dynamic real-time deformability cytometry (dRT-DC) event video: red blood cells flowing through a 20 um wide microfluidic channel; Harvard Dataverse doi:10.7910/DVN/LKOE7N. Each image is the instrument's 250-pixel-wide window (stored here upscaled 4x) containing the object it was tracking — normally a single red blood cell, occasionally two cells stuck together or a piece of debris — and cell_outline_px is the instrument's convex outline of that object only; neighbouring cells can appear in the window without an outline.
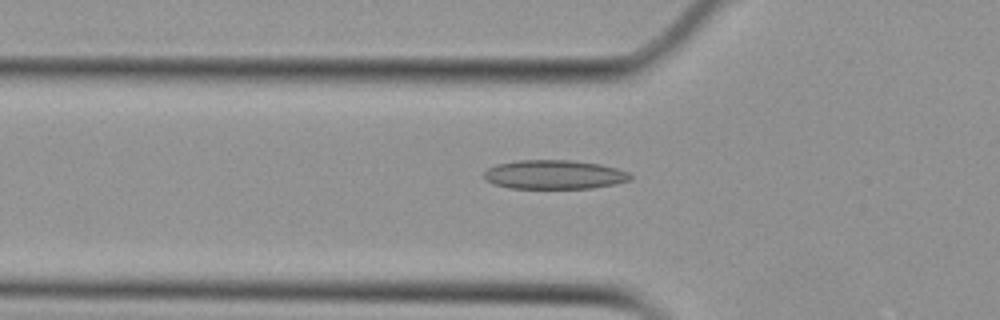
{"species": "Egyptian fruit bat (a non-hibernating species)", "species_latin": "Rousettus aegyptiacus", "temperature_condition": "cold", "stored_images_in_passage": 14, "camera_frame_rate_fps": 3000, "um_per_image_px": 0.085, "animal": {"sex": "female"}, "frame": {"image": 1, "passage_image": 8, "time_ms": 2.333, "image_size_px": [1000, 320], "cell_outline_px": [[632, 176], [628, 180], [612, 184], [592, 188], [508, 188], [492, 184], [484, 180], [484, 172], [488, 168], [496, 164], [520, 160], [568, 160], [600, 164], [616, 168], [628, 172]], "centroid_in_image_um": [47.04, 14.84], "position_along_channel_um": 78.8, "area_um2": 24.68}}
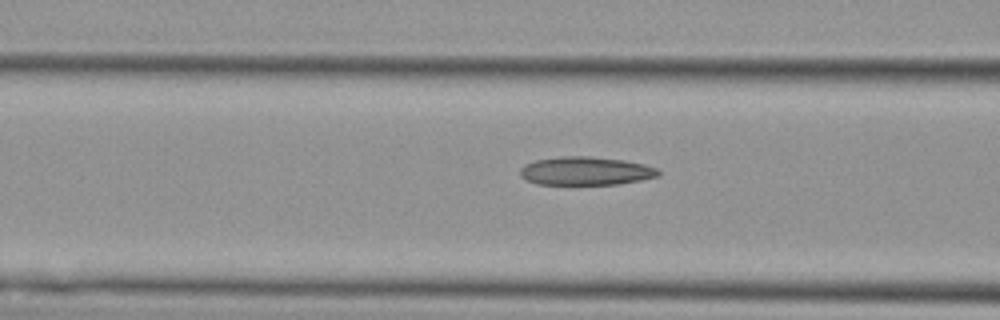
{"frame": {"image": 2, "passage_image": 11, "time_ms": 3.333, "image_size_px": [1000, 320], "cell_outline_px": [[660, 176], [640, 180], [616, 184], [536, 184], [520, 176], [520, 168], [524, 164], [536, 160], [560, 156], [588, 156], [624, 160], [644, 164], [656, 168], [660, 172]], "centroid_in_image_um": [49.77, 14.53], "position_along_channel_um": 116.8, "area_um2": 22.83}}